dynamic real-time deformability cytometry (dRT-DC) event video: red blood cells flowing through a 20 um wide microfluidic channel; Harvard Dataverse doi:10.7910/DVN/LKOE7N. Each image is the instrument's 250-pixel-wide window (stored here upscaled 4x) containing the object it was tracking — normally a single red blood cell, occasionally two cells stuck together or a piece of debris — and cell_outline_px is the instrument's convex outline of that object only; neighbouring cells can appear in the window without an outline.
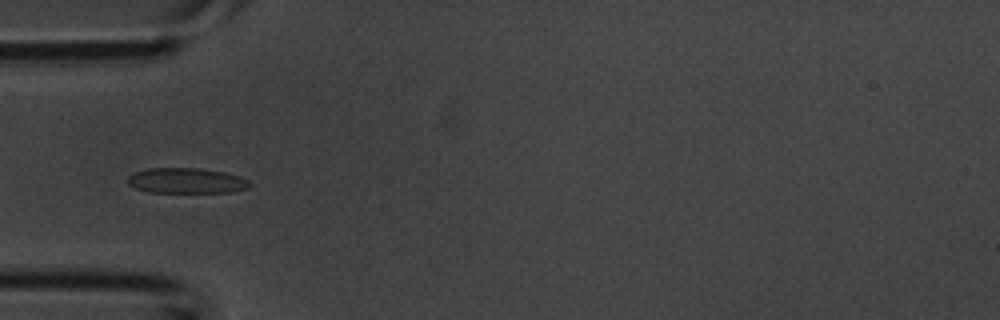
{"species": "common noctule bat (a hibernating species)", "species_latin": "Nyctalus noctula", "temperature_condition": "room temperature", "stored_images_in_passage": 3, "camera_frame_rate_fps": 3000, "um_per_image_px": 0.085, "animal": {"sex": "male", "body_mass_g": 20.1, "forearm_length_mm": 53.5}, "frame": {"image": 1, "passage_image": 3, "time_ms": 0.667, "image_size_px": [1000, 320], "cell_outline_px": [[252, 184], [248, 188], [232, 192], [148, 192], [136, 188], [128, 184], [128, 176], [136, 172], [148, 168], [200, 168], [224, 172], [240, 176], [248, 180]], "centroid_in_image_um": [15.87, 15.36], "position_along_channel_um": 69.1, "area_um2": 18.03}}